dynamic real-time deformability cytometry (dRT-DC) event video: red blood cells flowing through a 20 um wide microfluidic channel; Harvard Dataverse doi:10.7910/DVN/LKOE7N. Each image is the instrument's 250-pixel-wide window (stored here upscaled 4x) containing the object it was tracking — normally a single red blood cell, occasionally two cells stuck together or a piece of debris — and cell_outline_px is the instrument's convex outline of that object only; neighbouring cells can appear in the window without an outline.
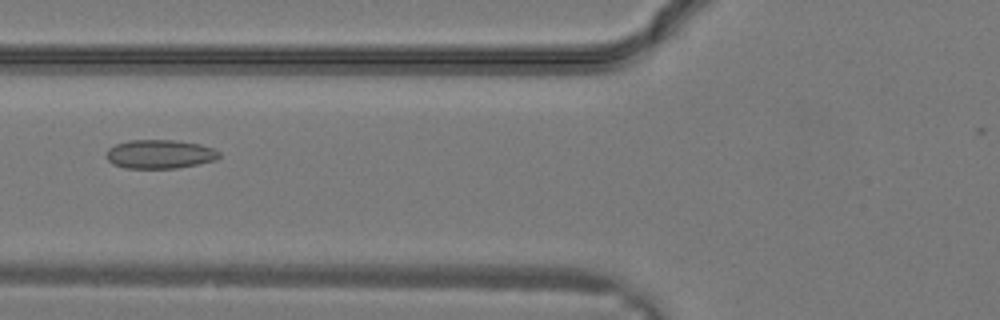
{"species": "common noctule bat (a hibernating species)", "species_latin": "Nyctalus noctula", "temperature_condition": "warm", "stored_images_in_passage": 18, "camera_frame_rate_fps": 3000, "um_per_image_px": 0.085, "animal": {"sex": "male", "body_mass_g": 19.2, "forearm_length_mm": 51.8}, "frame": {"image": 1, "passage_image": 13, "time_ms": 4.0, "image_size_px": [1000, 320], "cell_outline_px": [[220, 156], [216, 160], [200, 164], [176, 168], [124, 168], [112, 164], [104, 156], [108, 148], [116, 144], [128, 140], [176, 140], [200, 144], [212, 148], [220, 152]], "centroid_in_image_um": [13.56, 13.1], "position_along_channel_um": 112.2, "area_um2": 19.19}}
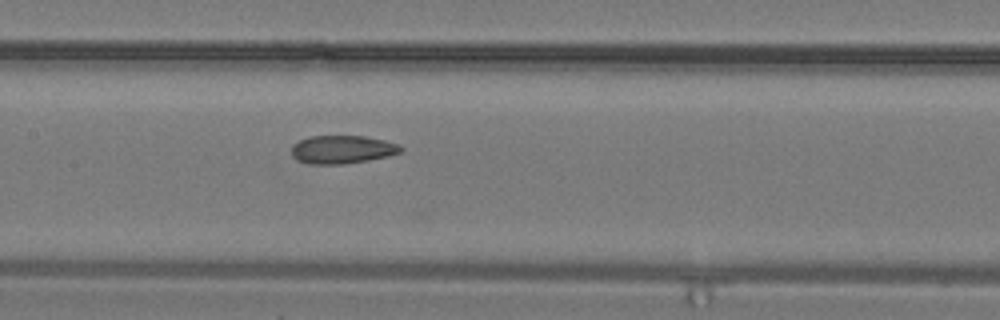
{"frame": {"image": 2, "passage_image": 16, "time_ms": 5.0, "image_size_px": [1000, 320], "cell_outline_px": [[404, 152], [388, 156], [368, 160], [344, 164], [308, 164], [296, 160], [292, 156], [292, 148], [300, 140], [308, 136], [364, 136], [384, 140], [396, 144], [404, 148]], "centroid_in_image_um": [29.1, 12.71], "position_along_channel_um": 178.3, "area_um2": 17.98}}
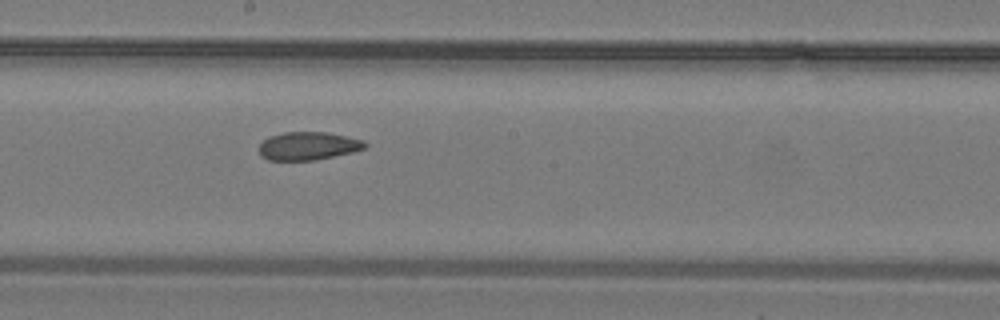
{"frame": {"image": 3, "passage_image": 18, "time_ms": 5.667, "image_size_px": [1000, 320], "cell_outline_px": [[368, 144], [364, 148], [352, 152], [312, 160], [268, 160], [260, 156], [260, 144], [268, 136], [284, 132], [328, 132], [364, 140]], "centroid_in_image_um": [26.18, 12.39], "position_along_channel_um": 222.0, "area_um2": 17.28}}